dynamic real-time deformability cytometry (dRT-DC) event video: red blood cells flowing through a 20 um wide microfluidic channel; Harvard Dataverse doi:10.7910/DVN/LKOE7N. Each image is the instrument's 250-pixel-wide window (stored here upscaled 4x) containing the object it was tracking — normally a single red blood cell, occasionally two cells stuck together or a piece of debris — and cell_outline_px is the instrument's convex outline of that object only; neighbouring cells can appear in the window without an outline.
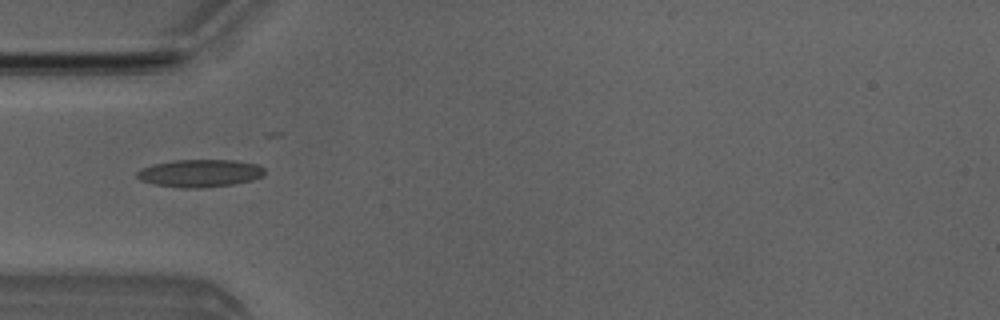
{"species": "Egyptian fruit bat (a non-hibernating species)", "species_latin": "Rousettus aegyptiacus", "temperature_condition": "room temperature", "stored_images_in_passage": 5, "camera_frame_rate_fps": 3000, "um_per_image_px": 0.085, "animal": {"sex": "male"}, "frame": {"image": 1, "passage_image": 4, "time_ms": 4.333, "image_size_px": [1000, 320], "cell_outline_px": [[264, 176], [252, 180], [232, 184], [204, 188], [180, 188], [156, 184], [140, 180], [136, 176], [136, 172], [140, 168], [152, 164], [172, 160], [236, 160], [260, 164], [264, 168]], "centroid_in_image_um": [17.0, 14.71], "position_along_channel_um": 68.0, "area_um2": 20.81}}